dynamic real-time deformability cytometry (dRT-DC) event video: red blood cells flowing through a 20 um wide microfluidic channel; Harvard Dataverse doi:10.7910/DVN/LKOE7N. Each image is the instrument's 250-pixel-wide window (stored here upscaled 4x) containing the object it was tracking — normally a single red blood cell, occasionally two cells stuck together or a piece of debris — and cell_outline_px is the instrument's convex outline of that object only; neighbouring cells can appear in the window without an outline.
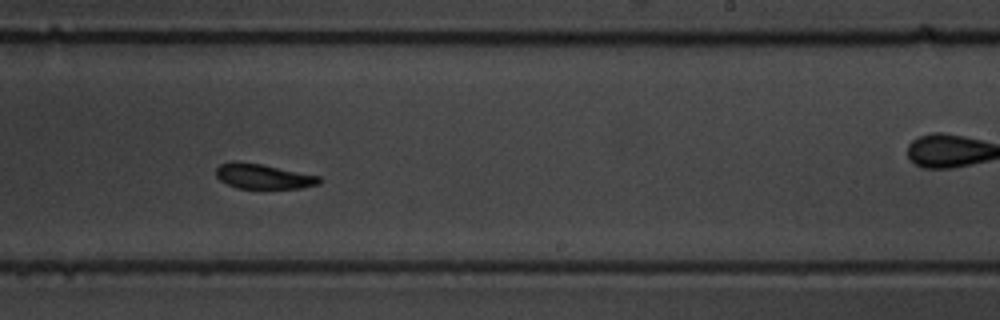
{"species": "common noctule bat (a hibernating species)", "species_latin": "Nyctalus noctula", "temperature_condition": "warm", "stored_images_in_passage": 14, "camera_frame_rate_fps": 3000, "um_per_image_px": 0.085, "animal": {"sex": "male", "body_mass_g": 19.5, "forearm_length_mm": 54.6}, "frame": {"image": 1, "passage_image": 8, "time_ms": 8.0, "image_size_px": [1000, 320], "cell_outline_px": [[324, 180], [320, 184], [300, 188], [236, 188], [220, 180], [216, 176], [216, 168], [220, 164], [232, 160], [236, 160], [260, 164], [320, 176]], "centroid_in_image_um": [22.37, 14.98], "position_along_channel_um": 266.6, "area_um2": 15.09}}
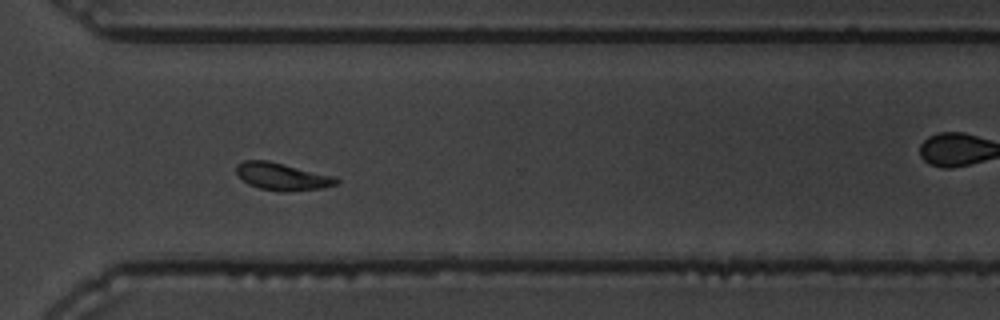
{"frame": {"image": 2, "passage_image": 10, "time_ms": 10.333, "image_size_px": [1000, 320], "cell_outline_px": [[340, 180], [336, 184], [324, 188], [288, 192], [280, 192], [260, 188], [248, 184], [236, 172], [236, 164], [244, 160], [268, 160], [336, 176]], "centroid_in_image_um": [24.02, 15.0], "position_along_channel_um": 346.6, "area_um2": 16.13}, "authors_computed_cell_mechanics": {"area_um2": 16.1551, "velocity_mm_per_s": 3.4173, "shape_relaxation_time_tau1_ms": 2.8225, "shape_relaxation_time_tau2_ms": 2.4028, "deformation_change_tau1": 0.1283, "deformation_change_tau2": 0.0997}}